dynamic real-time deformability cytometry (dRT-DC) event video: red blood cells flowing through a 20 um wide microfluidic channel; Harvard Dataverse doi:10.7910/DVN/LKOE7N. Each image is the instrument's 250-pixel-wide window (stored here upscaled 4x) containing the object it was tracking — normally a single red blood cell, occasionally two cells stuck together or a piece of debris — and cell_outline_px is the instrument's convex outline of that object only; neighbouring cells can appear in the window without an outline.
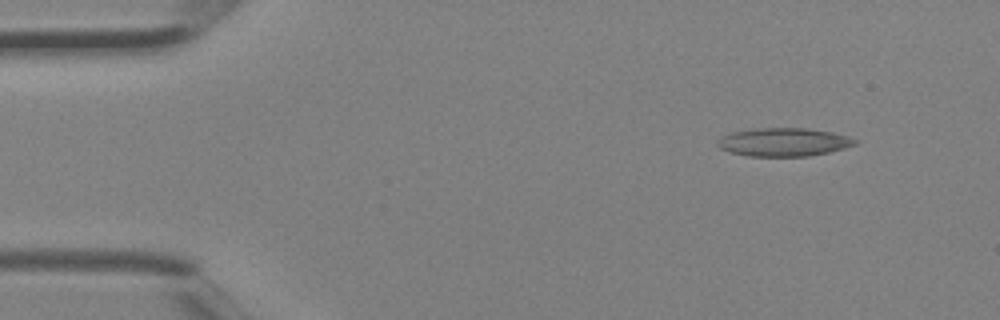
{"species": "Egyptian fruit bat (a non-hibernating species)", "species_latin": "Rousettus aegyptiacus", "temperature_condition": "room temperature", "stored_images_in_passage": 4, "camera_frame_rate_fps": 3000, "um_per_image_px": 0.085, "animal": {"sex": "female"}, "frame": {"image": 1, "passage_image": 4, "time_ms": 1.0, "image_size_px": [1000, 320], "cell_outline_px": [[860, 140], [856, 144], [844, 148], [828, 152], [808, 156], [748, 156], [728, 152], [720, 148], [716, 144], [716, 140], [732, 132], [756, 128], [808, 128], [832, 132], [848, 136]], "centroid_in_image_um": [66.62, 12.07], "position_along_channel_um": 18.4, "area_um2": 22.77}}